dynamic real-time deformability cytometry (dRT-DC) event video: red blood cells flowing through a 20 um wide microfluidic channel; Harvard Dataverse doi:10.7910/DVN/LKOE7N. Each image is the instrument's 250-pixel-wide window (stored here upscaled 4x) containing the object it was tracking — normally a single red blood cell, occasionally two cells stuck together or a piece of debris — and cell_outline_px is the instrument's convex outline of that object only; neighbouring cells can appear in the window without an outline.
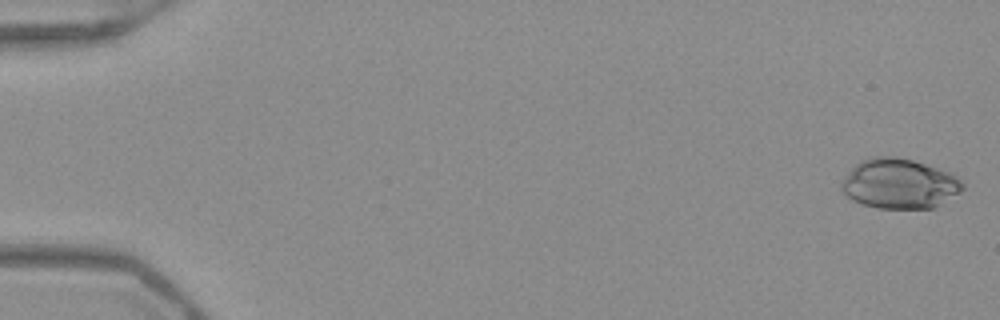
{"species": "Egyptian fruit bat (a non-hibernating species)", "species_latin": "Rousettus aegyptiacus", "temperature_condition": "warm", "stored_images_in_passage": 52, "camera_frame_rate_fps": 3000, "um_per_image_px": 0.085, "frame": {"image": 1, "passage_image": 1, "time_ms": 0.0, "image_size_px": [1000, 320], "cell_outline_px": [[964, 188], [960, 192], [932, 208], [876, 208], [860, 204], [852, 200], [840, 188], [840, 180], [860, 160], [872, 156], [896, 156], [912, 160], [948, 172], [956, 176], [964, 184]], "centroid_in_image_um": [76.39, 15.61], "position_along_channel_um": 8.6, "area_um2": 35.2}}
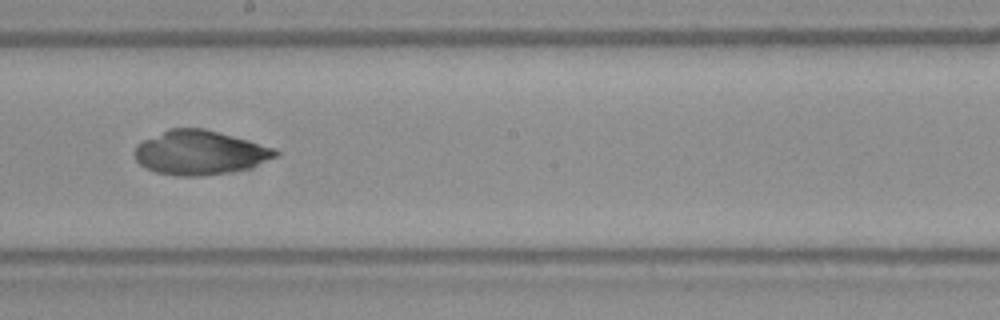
{"frame": {"image": 2, "passage_image": 30, "time_ms": 9.667, "image_size_px": [1000, 320], "cell_outline_px": [[280, 156], [248, 168], [204, 176], [176, 176], [156, 172], [144, 168], [136, 160], [132, 152], [136, 144], [168, 128], [204, 128], [276, 148], [280, 152]], "centroid_in_image_um": [16.97, 12.97], "position_along_channel_um": 231.2, "area_um2": 36.47}}
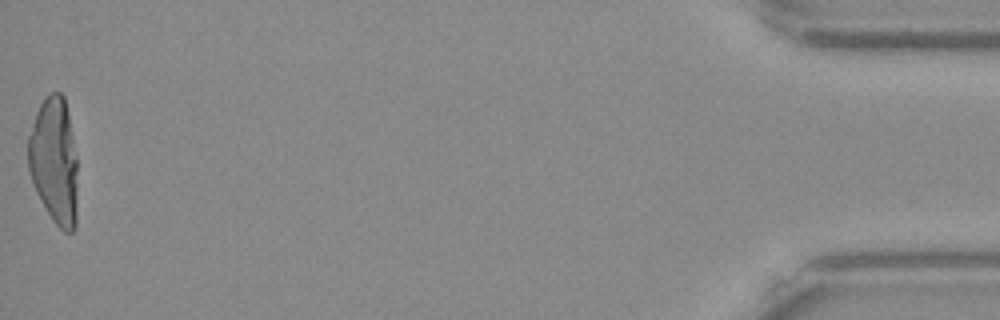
{"frame": {"image": 3, "passage_image": 52, "time_ms": 17.0, "image_size_px": [1000, 320], "cell_outline_px": [[76, 228], [72, 232], [64, 232], [52, 220], [44, 208], [36, 192], [28, 172], [28, 136], [36, 112], [44, 96], [52, 92], [60, 92], [64, 96], [68, 112], [76, 160]], "centroid_in_image_um": [4.59, 13.68], "position_along_channel_um": 430.6, "area_um2": 36.59}}